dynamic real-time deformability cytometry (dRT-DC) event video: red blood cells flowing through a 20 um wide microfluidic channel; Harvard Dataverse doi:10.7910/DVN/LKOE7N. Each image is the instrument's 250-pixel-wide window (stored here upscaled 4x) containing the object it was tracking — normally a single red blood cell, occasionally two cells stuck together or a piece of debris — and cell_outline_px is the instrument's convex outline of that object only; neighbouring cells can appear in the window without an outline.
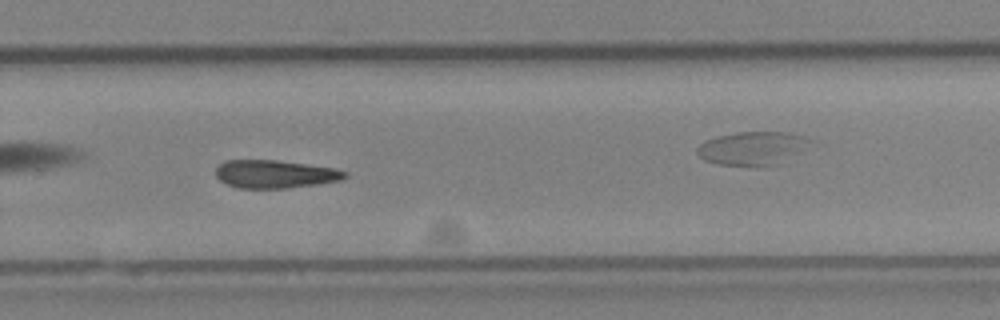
{"species": "Egyptian fruit bat (a non-hibernating species)", "species_latin": "Rousettus aegyptiacus", "temperature_condition": "cold", "stored_images_in_passage": 34, "camera_frame_rate_fps": 3000, "um_per_image_px": 0.085, "animal": {"sex": "female"}, "frame": {"image": 1, "passage_image": 25, "time_ms": 8.0, "image_size_px": [1000, 320], "cell_outline_px": [[348, 176], [340, 180], [316, 184], [288, 188], [236, 188], [220, 180], [216, 176], [216, 168], [224, 160], [276, 160], [332, 168], [348, 172]], "centroid_in_image_um": [23.34, 14.8], "position_along_channel_um": 306.5, "area_um2": 20.92}}